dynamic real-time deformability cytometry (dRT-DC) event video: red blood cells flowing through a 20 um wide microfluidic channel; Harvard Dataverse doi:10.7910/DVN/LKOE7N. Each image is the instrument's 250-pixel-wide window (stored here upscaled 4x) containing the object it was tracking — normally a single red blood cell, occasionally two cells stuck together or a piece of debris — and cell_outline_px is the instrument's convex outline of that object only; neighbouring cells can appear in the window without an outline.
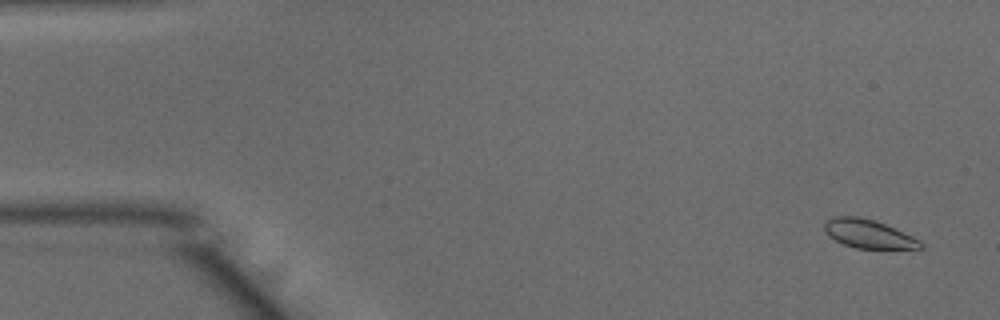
{"species": "common noctule bat (a hibernating species)", "species_latin": "Nyctalus noctula", "temperature_condition": "warm", "stored_images_in_passage": 52, "camera_frame_rate_fps": 3000, "um_per_image_px": 0.085, "animal": {"sex": "male", "body_mass_g": 15.6}, "frame": {"image": 1, "passage_image": 3, "time_ms": 0.667, "image_size_px": [1000, 320], "cell_outline_px": [[924, 248], [856, 248], [844, 244], [828, 236], [824, 232], [824, 220], [832, 216], [856, 216], [876, 220], [912, 236], [920, 240], [924, 244]], "centroid_in_image_um": [73.77, 19.86], "position_along_channel_um": 11.2, "area_um2": 16.07}}
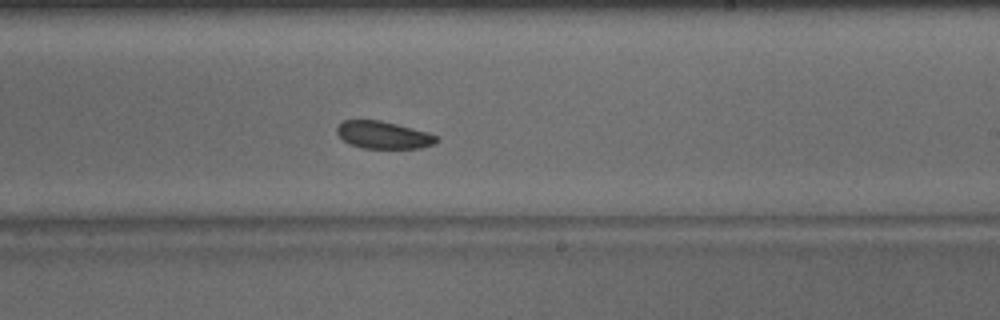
{"frame": {"image": 2, "passage_image": 31, "time_ms": 10.0, "image_size_px": [1000, 320], "cell_outline_px": [[440, 140], [432, 144], [420, 148], [364, 148], [352, 144], [344, 140], [336, 132], [336, 128], [344, 120], [380, 120], [428, 132], [440, 136]], "centroid_in_image_um": [32.63, 11.47], "position_along_channel_um": 256.4, "area_um2": 15.78}}
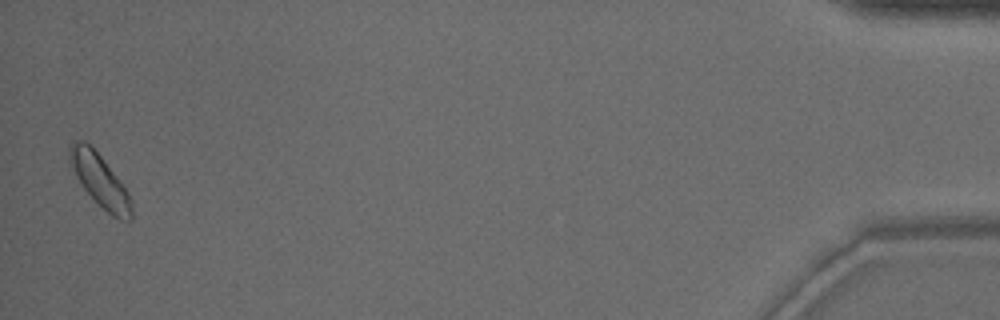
{"frame": {"image": 3, "passage_image": 51, "time_ms": 16.667, "image_size_px": [1000, 320], "cell_outline_px": [[132, 216], [128, 220], [120, 220], [112, 216], [84, 188], [76, 176], [68, 160], [68, 148], [76, 140], [84, 140], [100, 156], [128, 192], [132, 204]], "centroid_in_image_um": [8.47, 15.33], "position_along_channel_um": 426.7, "area_um2": 18.26}}